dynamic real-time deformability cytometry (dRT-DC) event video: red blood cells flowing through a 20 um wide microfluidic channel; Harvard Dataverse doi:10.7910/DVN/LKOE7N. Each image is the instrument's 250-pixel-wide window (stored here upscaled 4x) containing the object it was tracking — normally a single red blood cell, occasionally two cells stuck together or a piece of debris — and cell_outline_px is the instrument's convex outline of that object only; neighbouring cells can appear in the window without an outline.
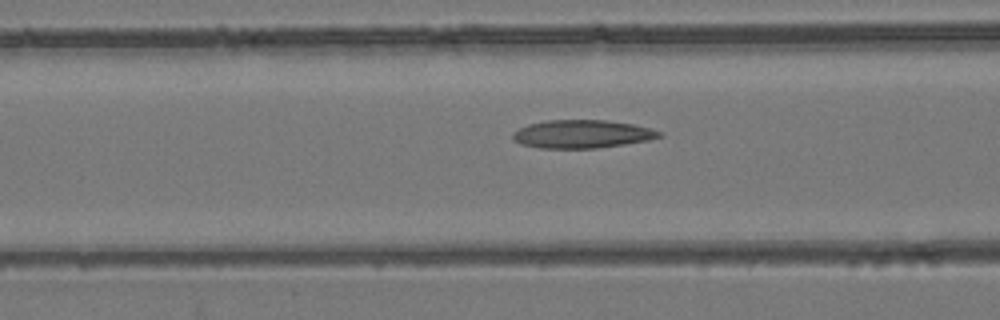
{"species": "common noctule bat (a hibernating species)", "species_latin": "Nyctalus noctula", "temperature_condition": "room temperature", "stored_images_in_passage": 37, "camera_frame_rate_fps": 3000, "um_per_image_px": 0.085, "animal": {"sex": "female", "body_mass_g": 24.6, "forearm_length_mm": 56.2}, "frame": {"image": 1, "passage_image": 4, "time_ms": 1.0, "image_size_px": [1000, 320], "cell_outline_px": [[664, 136], [648, 140], [624, 144], [596, 148], [540, 148], [520, 144], [512, 140], [512, 132], [528, 124], [544, 120], [604, 120], [632, 124], [652, 128], [664, 132]], "centroid_in_image_um": [49.47, 11.39], "position_along_channel_um": 117.1, "area_um2": 24.22}}
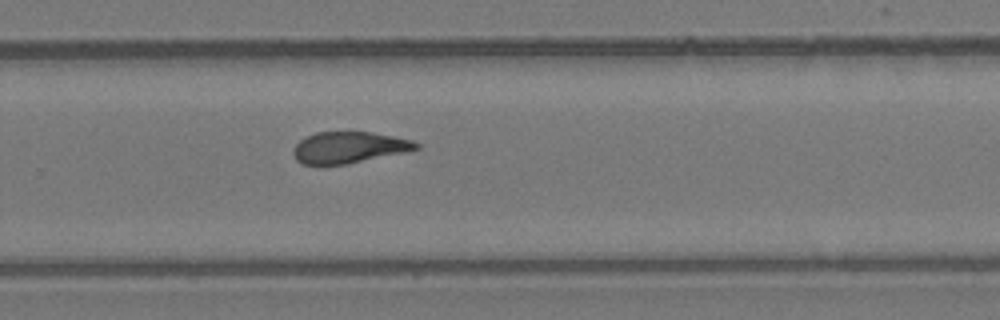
{"frame": {"image": 2, "passage_image": 18, "time_ms": 5.667, "image_size_px": [1000, 320], "cell_outline_px": [[420, 148], [408, 152], [348, 164], [300, 164], [296, 160], [292, 152], [292, 148], [300, 140], [316, 132], [372, 132], [412, 140], [420, 144]], "centroid_in_image_um": [29.68, 12.54], "position_along_channel_um": 300.1, "area_um2": 22.6}}
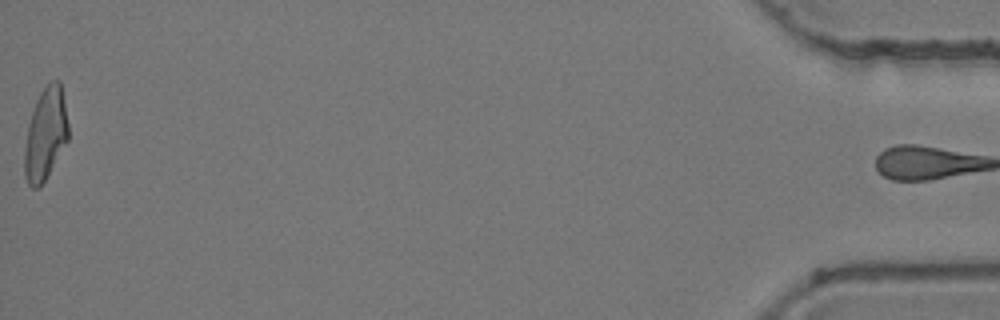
{"frame": {"image": 3, "passage_image": 36, "time_ms": 11.667, "image_size_px": [1000, 320], "cell_outline_px": [[68, 140], [44, 180], [36, 188], [32, 188], [28, 184], [24, 176], [24, 148], [28, 124], [36, 100], [40, 92], [52, 80], [60, 80], [68, 124]], "centroid_in_image_um": [3.85, 11.38], "position_along_channel_um": 431.3, "area_um2": 23.24}}